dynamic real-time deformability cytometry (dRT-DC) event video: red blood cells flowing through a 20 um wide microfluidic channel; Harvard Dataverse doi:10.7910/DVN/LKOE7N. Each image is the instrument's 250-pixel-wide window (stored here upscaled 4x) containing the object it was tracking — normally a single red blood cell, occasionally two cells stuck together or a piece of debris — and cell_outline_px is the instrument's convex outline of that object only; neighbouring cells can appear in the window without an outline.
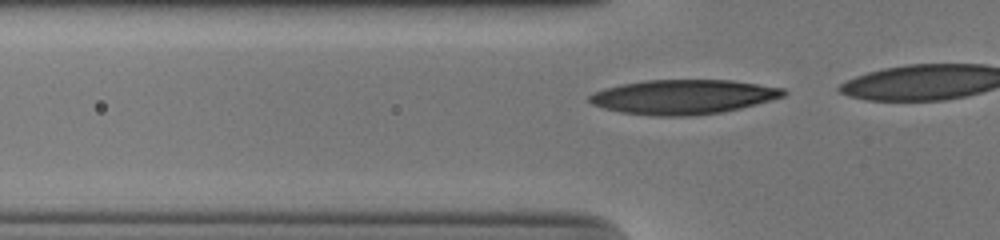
{"species": "human", "species_latin": "Homo sapiens", "temperature_condition": "cold", "stored_images_in_passage": 11, "camera_frame_rate_fps": 3000, "um_per_image_px": 0.085, "donor": {"sex": "male"}, "frame": {"image": 1, "passage_image": 5, "time_ms": 1.333, "image_size_px": [1000, 240], "cell_outline_px": [[788, 92], [784, 96], [740, 108], [724, 112], [688, 116], [656, 116], [624, 112], [604, 108], [592, 104], [588, 100], [588, 96], [604, 88], [620, 84], [644, 80], [732, 80], [784, 88]], "centroid_in_image_um": [58.08, 8.23], "position_along_channel_um": 67.7, "area_um2": 38.9}}
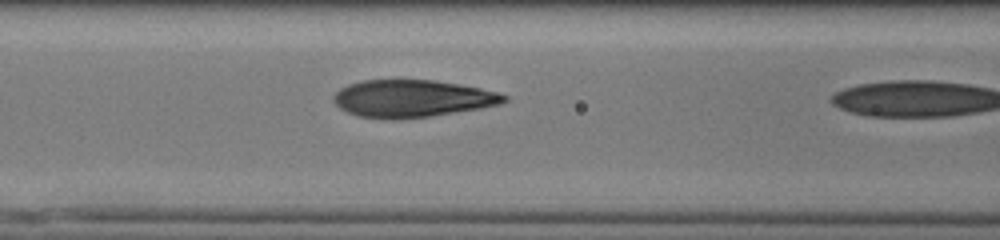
{"frame": {"image": 2, "passage_image": 10, "time_ms": 3.0, "image_size_px": [1000, 240], "cell_outline_px": [[508, 100], [500, 104], [480, 108], [432, 116], [392, 120], [360, 116], [348, 112], [340, 108], [332, 100], [332, 96], [340, 88], [348, 84], [360, 80], [432, 80], [480, 88], [496, 92], [508, 96]], "centroid_in_image_um": [35.0, 8.38], "position_along_channel_um": 131.6, "area_um2": 36.99}}